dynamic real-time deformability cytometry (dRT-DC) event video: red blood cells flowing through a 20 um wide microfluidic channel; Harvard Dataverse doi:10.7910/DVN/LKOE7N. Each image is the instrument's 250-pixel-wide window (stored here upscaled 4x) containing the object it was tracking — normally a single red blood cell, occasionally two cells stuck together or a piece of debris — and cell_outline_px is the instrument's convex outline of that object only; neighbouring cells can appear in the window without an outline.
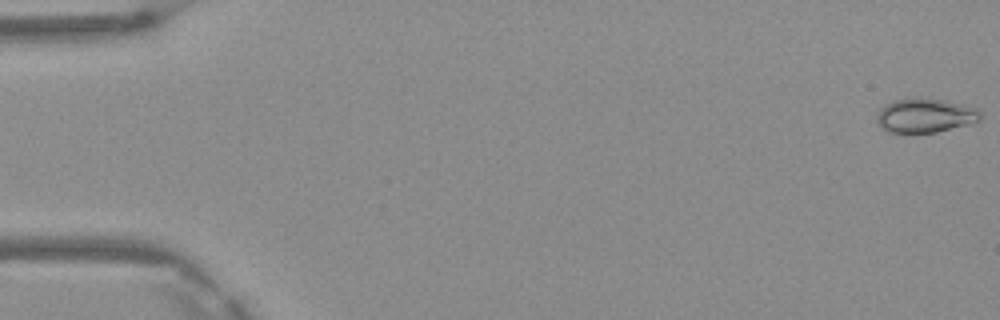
{"species": "Egyptian fruit bat (a non-hibernating species)", "species_latin": "Rousettus aegyptiacus", "temperature_condition": "warm", "stored_images_in_passage": 4, "camera_frame_rate_fps": 3000, "um_per_image_px": 0.085, "frame": {"image": 1, "passage_image": 1, "time_ms": 0.0, "image_size_px": [1000, 320], "cell_outline_px": [[984, 116], [980, 120], [972, 124], [936, 132], [888, 132], [876, 120], [876, 116], [880, 108], [884, 104], [892, 100], [916, 96], [944, 100], [964, 104], [976, 108]], "centroid_in_image_um": [78.67, 9.79], "position_along_channel_um": 6.3, "area_um2": 21.04}}